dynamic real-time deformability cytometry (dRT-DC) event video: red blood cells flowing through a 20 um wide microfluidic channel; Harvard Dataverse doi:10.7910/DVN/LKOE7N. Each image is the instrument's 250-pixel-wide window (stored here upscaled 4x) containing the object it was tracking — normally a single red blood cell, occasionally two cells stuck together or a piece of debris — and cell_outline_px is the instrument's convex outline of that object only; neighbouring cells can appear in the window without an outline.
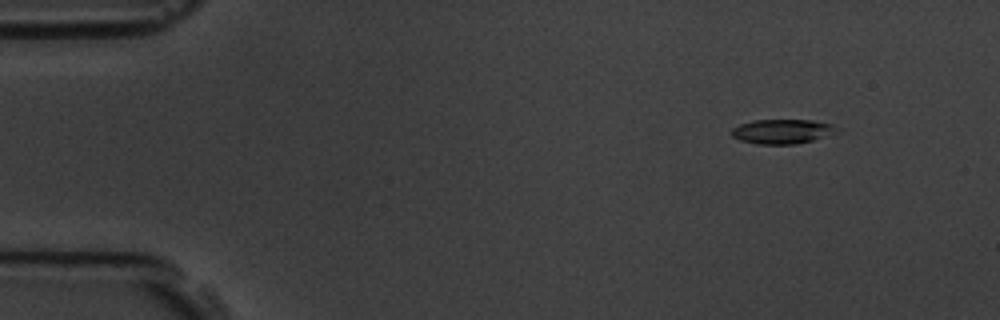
{"species": "common noctule bat (a hibernating species)", "species_latin": "Nyctalus noctula", "temperature_condition": "room temperature", "stored_images_in_passage": 5, "camera_frame_rate_fps": 3000, "um_per_image_px": 0.085, "animal": {"sex": "male", "body_mass_g": 19.5, "forearm_length_mm": 54.6}, "frame": {"image": 1, "passage_image": 2, "time_ms": 1.333, "image_size_px": [1000, 320], "cell_outline_px": [[840, 132], [812, 140], [796, 144], [756, 144], [740, 140], [732, 136], [732, 128], [740, 124], [752, 120], [812, 120], [832, 124], [840, 128]], "centroid_in_image_um": [66.53, 11.17], "position_along_channel_um": 18.5, "area_um2": 15.14}}
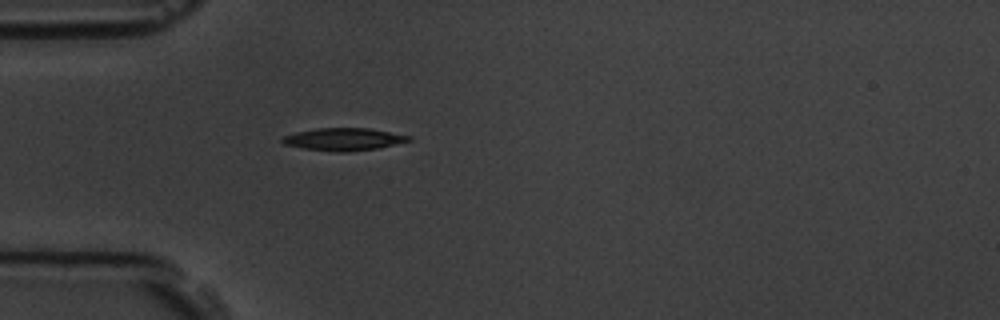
{"frame": {"image": 2, "passage_image": 5, "time_ms": 4.667, "image_size_px": [1000, 320], "cell_outline_px": [[412, 140], [376, 148], [348, 152], [340, 152], [304, 148], [284, 144], [280, 140], [284, 136], [296, 132], [316, 128], [368, 128], [412, 136]], "centroid_in_image_um": [29.21, 11.83], "position_along_channel_um": 55.8, "area_um2": 16.36}}